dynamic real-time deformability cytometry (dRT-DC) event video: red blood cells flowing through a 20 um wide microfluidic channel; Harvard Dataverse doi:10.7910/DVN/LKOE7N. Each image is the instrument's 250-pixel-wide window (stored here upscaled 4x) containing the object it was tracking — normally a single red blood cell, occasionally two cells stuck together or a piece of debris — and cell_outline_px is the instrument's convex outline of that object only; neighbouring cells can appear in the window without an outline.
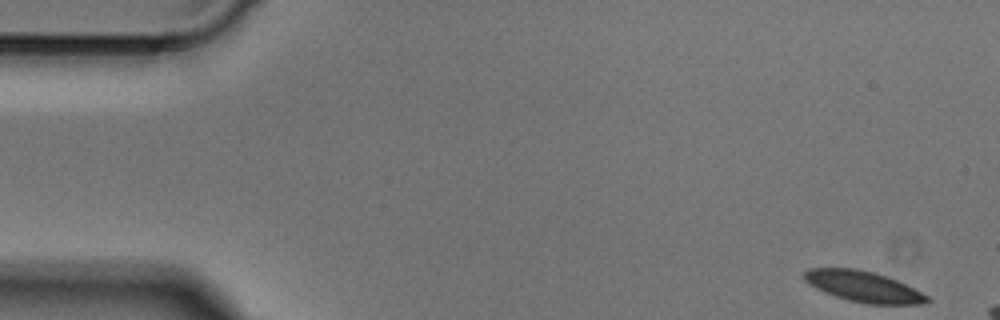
{"species": "Egyptian fruit bat (a non-hibernating species)", "species_latin": "Rousettus aegyptiacus", "temperature_condition": "cold", "stored_images_in_passage": 9, "camera_frame_rate_fps": 3000, "um_per_image_px": 0.085, "animal": {"sex": "male"}, "frame": {"image": 1, "passage_image": 1, "time_ms": 0.0, "image_size_px": [1000, 320], "cell_outline_px": [[932, 300], [920, 304], [868, 304], [848, 300], [824, 292], [808, 284], [804, 280], [804, 272], [808, 268], [856, 268], [872, 272], [896, 280], [928, 296]], "centroid_in_image_um": [73.35, 24.36], "position_along_channel_um": 11.7, "area_um2": 21.79}}